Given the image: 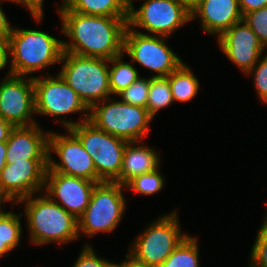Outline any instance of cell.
<instances>
[{
    "label": "cell",
    "instance_id": "obj_1",
    "mask_svg": "<svg viewBox=\"0 0 267 267\" xmlns=\"http://www.w3.org/2000/svg\"><path fill=\"white\" fill-rule=\"evenodd\" d=\"M61 5L58 12L62 33L71 39L63 41L64 52L107 60L124 54L128 18L85 15L71 11L64 3Z\"/></svg>",
    "mask_w": 267,
    "mask_h": 267
},
{
    "label": "cell",
    "instance_id": "obj_2",
    "mask_svg": "<svg viewBox=\"0 0 267 267\" xmlns=\"http://www.w3.org/2000/svg\"><path fill=\"white\" fill-rule=\"evenodd\" d=\"M29 196L16 204L25 203V216L29 227L30 241L35 245L69 243L79 238L78 219L46 194ZM24 201V202H23Z\"/></svg>",
    "mask_w": 267,
    "mask_h": 267
},
{
    "label": "cell",
    "instance_id": "obj_3",
    "mask_svg": "<svg viewBox=\"0 0 267 267\" xmlns=\"http://www.w3.org/2000/svg\"><path fill=\"white\" fill-rule=\"evenodd\" d=\"M81 121L58 120L70 130L82 143L85 151L91 156L98 183L118 182L120 183V172L123 163V154L128 141L113 136L98 129L89 121V114H86Z\"/></svg>",
    "mask_w": 267,
    "mask_h": 267
},
{
    "label": "cell",
    "instance_id": "obj_4",
    "mask_svg": "<svg viewBox=\"0 0 267 267\" xmlns=\"http://www.w3.org/2000/svg\"><path fill=\"white\" fill-rule=\"evenodd\" d=\"M7 42L12 57L9 74L16 76L60 63L64 52L62 40L40 30L13 28Z\"/></svg>",
    "mask_w": 267,
    "mask_h": 267
},
{
    "label": "cell",
    "instance_id": "obj_5",
    "mask_svg": "<svg viewBox=\"0 0 267 267\" xmlns=\"http://www.w3.org/2000/svg\"><path fill=\"white\" fill-rule=\"evenodd\" d=\"M60 62L63 66L59 74L89 109L111 97L109 60L63 52Z\"/></svg>",
    "mask_w": 267,
    "mask_h": 267
},
{
    "label": "cell",
    "instance_id": "obj_6",
    "mask_svg": "<svg viewBox=\"0 0 267 267\" xmlns=\"http://www.w3.org/2000/svg\"><path fill=\"white\" fill-rule=\"evenodd\" d=\"M89 111V121L98 129L128 142H139L146 137L153 119L147 108L112 100L111 97L94 104Z\"/></svg>",
    "mask_w": 267,
    "mask_h": 267
},
{
    "label": "cell",
    "instance_id": "obj_7",
    "mask_svg": "<svg viewBox=\"0 0 267 267\" xmlns=\"http://www.w3.org/2000/svg\"><path fill=\"white\" fill-rule=\"evenodd\" d=\"M180 228L177 211L159 217L135 238L127 255L140 264L159 267L188 236Z\"/></svg>",
    "mask_w": 267,
    "mask_h": 267
},
{
    "label": "cell",
    "instance_id": "obj_8",
    "mask_svg": "<svg viewBox=\"0 0 267 267\" xmlns=\"http://www.w3.org/2000/svg\"><path fill=\"white\" fill-rule=\"evenodd\" d=\"M118 182L102 181L95 185L88 206L78 218V234L91 237L112 232L122 220L126 199Z\"/></svg>",
    "mask_w": 267,
    "mask_h": 267
},
{
    "label": "cell",
    "instance_id": "obj_9",
    "mask_svg": "<svg viewBox=\"0 0 267 267\" xmlns=\"http://www.w3.org/2000/svg\"><path fill=\"white\" fill-rule=\"evenodd\" d=\"M164 36L138 32L127 26L124 34L123 52L139 65L158 73L153 77L168 76L183 61L165 43Z\"/></svg>",
    "mask_w": 267,
    "mask_h": 267
},
{
    "label": "cell",
    "instance_id": "obj_10",
    "mask_svg": "<svg viewBox=\"0 0 267 267\" xmlns=\"http://www.w3.org/2000/svg\"><path fill=\"white\" fill-rule=\"evenodd\" d=\"M191 13L176 0H145L139 9H129L128 26L142 27L151 35L168 37L190 22Z\"/></svg>",
    "mask_w": 267,
    "mask_h": 267
},
{
    "label": "cell",
    "instance_id": "obj_11",
    "mask_svg": "<svg viewBox=\"0 0 267 267\" xmlns=\"http://www.w3.org/2000/svg\"><path fill=\"white\" fill-rule=\"evenodd\" d=\"M68 135L49 132V162L46 172H59L98 183V175L91 156L80 140L68 129ZM60 162H54L52 152Z\"/></svg>",
    "mask_w": 267,
    "mask_h": 267
},
{
    "label": "cell",
    "instance_id": "obj_12",
    "mask_svg": "<svg viewBox=\"0 0 267 267\" xmlns=\"http://www.w3.org/2000/svg\"><path fill=\"white\" fill-rule=\"evenodd\" d=\"M33 83L36 114L52 115L56 118L77 112L89 114V108L59 73L55 77L33 76Z\"/></svg>",
    "mask_w": 267,
    "mask_h": 267
},
{
    "label": "cell",
    "instance_id": "obj_13",
    "mask_svg": "<svg viewBox=\"0 0 267 267\" xmlns=\"http://www.w3.org/2000/svg\"><path fill=\"white\" fill-rule=\"evenodd\" d=\"M35 112L33 77L8 74L0 82V117L14 127L37 124L31 115Z\"/></svg>",
    "mask_w": 267,
    "mask_h": 267
},
{
    "label": "cell",
    "instance_id": "obj_14",
    "mask_svg": "<svg viewBox=\"0 0 267 267\" xmlns=\"http://www.w3.org/2000/svg\"><path fill=\"white\" fill-rule=\"evenodd\" d=\"M48 162L49 160H27L6 164L0 173L2 192L15 204L23 198L36 195L44 188Z\"/></svg>",
    "mask_w": 267,
    "mask_h": 267
},
{
    "label": "cell",
    "instance_id": "obj_15",
    "mask_svg": "<svg viewBox=\"0 0 267 267\" xmlns=\"http://www.w3.org/2000/svg\"><path fill=\"white\" fill-rule=\"evenodd\" d=\"M96 184L80 177L46 172L44 193L78 219L88 206Z\"/></svg>",
    "mask_w": 267,
    "mask_h": 267
},
{
    "label": "cell",
    "instance_id": "obj_16",
    "mask_svg": "<svg viewBox=\"0 0 267 267\" xmlns=\"http://www.w3.org/2000/svg\"><path fill=\"white\" fill-rule=\"evenodd\" d=\"M218 44L227 56L245 74L259 61L265 47L243 19L218 38Z\"/></svg>",
    "mask_w": 267,
    "mask_h": 267
},
{
    "label": "cell",
    "instance_id": "obj_17",
    "mask_svg": "<svg viewBox=\"0 0 267 267\" xmlns=\"http://www.w3.org/2000/svg\"><path fill=\"white\" fill-rule=\"evenodd\" d=\"M7 143L6 163L49 160L48 134L38 124L14 127Z\"/></svg>",
    "mask_w": 267,
    "mask_h": 267
},
{
    "label": "cell",
    "instance_id": "obj_18",
    "mask_svg": "<svg viewBox=\"0 0 267 267\" xmlns=\"http://www.w3.org/2000/svg\"><path fill=\"white\" fill-rule=\"evenodd\" d=\"M196 17L204 31L218 37L242 20L238 0H201L191 13V21Z\"/></svg>",
    "mask_w": 267,
    "mask_h": 267
},
{
    "label": "cell",
    "instance_id": "obj_19",
    "mask_svg": "<svg viewBox=\"0 0 267 267\" xmlns=\"http://www.w3.org/2000/svg\"><path fill=\"white\" fill-rule=\"evenodd\" d=\"M139 142H128L123 154L120 184L125 186L133 178L152 172L160 166V158L155 149L137 146Z\"/></svg>",
    "mask_w": 267,
    "mask_h": 267
},
{
    "label": "cell",
    "instance_id": "obj_20",
    "mask_svg": "<svg viewBox=\"0 0 267 267\" xmlns=\"http://www.w3.org/2000/svg\"><path fill=\"white\" fill-rule=\"evenodd\" d=\"M76 13L85 15L128 18L129 9L120 0H63Z\"/></svg>",
    "mask_w": 267,
    "mask_h": 267
},
{
    "label": "cell",
    "instance_id": "obj_21",
    "mask_svg": "<svg viewBox=\"0 0 267 267\" xmlns=\"http://www.w3.org/2000/svg\"><path fill=\"white\" fill-rule=\"evenodd\" d=\"M173 101L187 102L196 96L200 83L190 68L182 62L168 76Z\"/></svg>",
    "mask_w": 267,
    "mask_h": 267
},
{
    "label": "cell",
    "instance_id": "obj_22",
    "mask_svg": "<svg viewBox=\"0 0 267 267\" xmlns=\"http://www.w3.org/2000/svg\"><path fill=\"white\" fill-rule=\"evenodd\" d=\"M123 57L124 55L121 54L109 60V64H112L109 69V87L111 95H118L141 77L132 63L122 61Z\"/></svg>",
    "mask_w": 267,
    "mask_h": 267
},
{
    "label": "cell",
    "instance_id": "obj_23",
    "mask_svg": "<svg viewBox=\"0 0 267 267\" xmlns=\"http://www.w3.org/2000/svg\"><path fill=\"white\" fill-rule=\"evenodd\" d=\"M21 216L5 211L0 214V258L19 245L22 236Z\"/></svg>",
    "mask_w": 267,
    "mask_h": 267
},
{
    "label": "cell",
    "instance_id": "obj_24",
    "mask_svg": "<svg viewBox=\"0 0 267 267\" xmlns=\"http://www.w3.org/2000/svg\"><path fill=\"white\" fill-rule=\"evenodd\" d=\"M196 237L188 235L159 267H199Z\"/></svg>",
    "mask_w": 267,
    "mask_h": 267
},
{
    "label": "cell",
    "instance_id": "obj_25",
    "mask_svg": "<svg viewBox=\"0 0 267 267\" xmlns=\"http://www.w3.org/2000/svg\"><path fill=\"white\" fill-rule=\"evenodd\" d=\"M170 84L167 76L151 77L147 101L148 114L153 118L160 109H164L173 103Z\"/></svg>",
    "mask_w": 267,
    "mask_h": 267
},
{
    "label": "cell",
    "instance_id": "obj_26",
    "mask_svg": "<svg viewBox=\"0 0 267 267\" xmlns=\"http://www.w3.org/2000/svg\"><path fill=\"white\" fill-rule=\"evenodd\" d=\"M158 169L159 167L152 172L144 173L133 178L125 185V188L142 195H152L161 191L164 188L165 182Z\"/></svg>",
    "mask_w": 267,
    "mask_h": 267
},
{
    "label": "cell",
    "instance_id": "obj_27",
    "mask_svg": "<svg viewBox=\"0 0 267 267\" xmlns=\"http://www.w3.org/2000/svg\"><path fill=\"white\" fill-rule=\"evenodd\" d=\"M150 78L139 77L127 89L123 90L118 95L121 96V101L138 106L147 107L149 94Z\"/></svg>",
    "mask_w": 267,
    "mask_h": 267
},
{
    "label": "cell",
    "instance_id": "obj_28",
    "mask_svg": "<svg viewBox=\"0 0 267 267\" xmlns=\"http://www.w3.org/2000/svg\"><path fill=\"white\" fill-rule=\"evenodd\" d=\"M242 19L257 35L263 46L267 47V6L244 14Z\"/></svg>",
    "mask_w": 267,
    "mask_h": 267
},
{
    "label": "cell",
    "instance_id": "obj_29",
    "mask_svg": "<svg viewBox=\"0 0 267 267\" xmlns=\"http://www.w3.org/2000/svg\"><path fill=\"white\" fill-rule=\"evenodd\" d=\"M254 67L246 74H254V85L259 99L267 104V54L262 56Z\"/></svg>",
    "mask_w": 267,
    "mask_h": 267
},
{
    "label": "cell",
    "instance_id": "obj_30",
    "mask_svg": "<svg viewBox=\"0 0 267 267\" xmlns=\"http://www.w3.org/2000/svg\"><path fill=\"white\" fill-rule=\"evenodd\" d=\"M251 249L249 267H267V231L261 226Z\"/></svg>",
    "mask_w": 267,
    "mask_h": 267
},
{
    "label": "cell",
    "instance_id": "obj_31",
    "mask_svg": "<svg viewBox=\"0 0 267 267\" xmlns=\"http://www.w3.org/2000/svg\"><path fill=\"white\" fill-rule=\"evenodd\" d=\"M107 262L96 255L92 246L86 244L73 267H105Z\"/></svg>",
    "mask_w": 267,
    "mask_h": 267
},
{
    "label": "cell",
    "instance_id": "obj_32",
    "mask_svg": "<svg viewBox=\"0 0 267 267\" xmlns=\"http://www.w3.org/2000/svg\"><path fill=\"white\" fill-rule=\"evenodd\" d=\"M43 1L44 0H12L13 3L16 2V4H22L27 7L37 22H40L43 18Z\"/></svg>",
    "mask_w": 267,
    "mask_h": 267
},
{
    "label": "cell",
    "instance_id": "obj_33",
    "mask_svg": "<svg viewBox=\"0 0 267 267\" xmlns=\"http://www.w3.org/2000/svg\"><path fill=\"white\" fill-rule=\"evenodd\" d=\"M238 5L243 16L250 11L267 6V0H238Z\"/></svg>",
    "mask_w": 267,
    "mask_h": 267
},
{
    "label": "cell",
    "instance_id": "obj_34",
    "mask_svg": "<svg viewBox=\"0 0 267 267\" xmlns=\"http://www.w3.org/2000/svg\"><path fill=\"white\" fill-rule=\"evenodd\" d=\"M4 1V0H0ZM6 1V0H5ZM10 0H7V2ZM1 5H0V41H7L9 35L12 32L13 27H11V24L9 23L7 17L5 16Z\"/></svg>",
    "mask_w": 267,
    "mask_h": 267
},
{
    "label": "cell",
    "instance_id": "obj_35",
    "mask_svg": "<svg viewBox=\"0 0 267 267\" xmlns=\"http://www.w3.org/2000/svg\"><path fill=\"white\" fill-rule=\"evenodd\" d=\"M14 126L0 117V142L7 141Z\"/></svg>",
    "mask_w": 267,
    "mask_h": 267
},
{
    "label": "cell",
    "instance_id": "obj_36",
    "mask_svg": "<svg viewBox=\"0 0 267 267\" xmlns=\"http://www.w3.org/2000/svg\"><path fill=\"white\" fill-rule=\"evenodd\" d=\"M8 42L7 41H0V70L5 68L8 62Z\"/></svg>",
    "mask_w": 267,
    "mask_h": 267
},
{
    "label": "cell",
    "instance_id": "obj_37",
    "mask_svg": "<svg viewBox=\"0 0 267 267\" xmlns=\"http://www.w3.org/2000/svg\"><path fill=\"white\" fill-rule=\"evenodd\" d=\"M180 5H182L187 11L192 13V11L199 5L201 0H176Z\"/></svg>",
    "mask_w": 267,
    "mask_h": 267
},
{
    "label": "cell",
    "instance_id": "obj_38",
    "mask_svg": "<svg viewBox=\"0 0 267 267\" xmlns=\"http://www.w3.org/2000/svg\"><path fill=\"white\" fill-rule=\"evenodd\" d=\"M6 155H7V143L6 141H2L0 142V173L7 164Z\"/></svg>",
    "mask_w": 267,
    "mask_h": 267
},
{
    "label": "cell",
    "instance_id": "obj_39",
    "mask_svg": "<svg viewBox=\"0 0 267 267\" xmlns=\"http://www.w3.org/2000/svg\"><path fill=\"white\" fill-rule=\"evenodd\" d=\"M126 257H127V267H151V266L143 265V264L136 262L128 255H126Z\"/></svg>",
    "mask_w": 267,
    "mask_h": 267
},
{
    "label": "cell",
    "instance_id": "obj_40",
    "mask_svg": "<svg viewBox=\"0 0 267 267\" xmlns=\"http://www.w3.org/2000/svg\"><path fill=\"white\" fill-rule=\"evenodd\" d=\"M105 267H127V258L123 261V263L115 264L113 262H107Z\"/></svg>",
    "mask_w": 267,
    "mask_h": 267
},
{
    "label": "cell",
    "instance_id": "obj_41",
    "mask_svg": "<svg viewBox=\"0 0 267 267\" xmlns=\"http://www.w3.org/2000/svg\"><path fill=\"white\" fill-rule=\"evenodd\" d=\"M10 202V200L8 199V197L2 192L1 188H0V214H2L4 211L2 210L1 204L4 202Z\"/></svg>",
    "mask_w": 267,
    "mask_h": 267
},
{
    "label": "cell",
    "instance_id": "obj_42",
    "mask_svg": "<svg viewBox=\"0 0 267 267\" xmlns=\"http://www.w3.org/2000/svg\"><path fill=\"white\" fill-rule=\"evenodd\" d=\"M128 9L133 6L132 0H120Z\"/></svg>",
    "mask_w": 267,
    "mask_h": 267
},
{
    "label": "cell",
    "instance_id": "obj_43",
    "mask_svg": "<svg viewBox=\"0 0 267 267\" xmlns=\"http://www.w3.org/2000/svg\"><path fill=\"white\" fill-rule=\"evenodd\" d=\"M262 227L267 231V214L265 216V221L263 222Z\"/></svg>",
    "mask_w": 267,
    "mask_h": 267
}]
</instances>
